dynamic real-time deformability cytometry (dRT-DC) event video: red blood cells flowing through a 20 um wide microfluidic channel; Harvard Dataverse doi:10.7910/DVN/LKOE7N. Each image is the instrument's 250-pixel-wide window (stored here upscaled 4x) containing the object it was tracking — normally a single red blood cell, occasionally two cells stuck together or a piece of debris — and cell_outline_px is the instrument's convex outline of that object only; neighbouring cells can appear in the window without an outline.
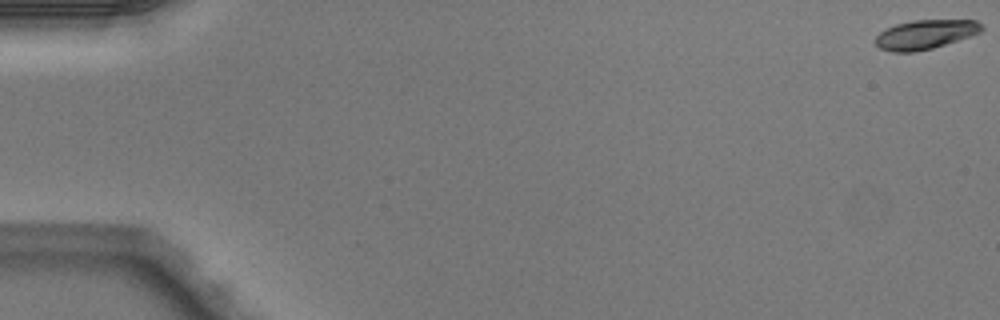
{"species": "Egyptian fruit bat (a non-hibernating species)", "species_latin": "Rousettus aegyptiacus", "temperature_condition": "warm", "stored_images_in_passage": 5, "segment_of_instrument_passage": [2, 2], "camera_frame_rate_fps": 3000, "um_per_image_px": 0.085, "animal": {"sex": "male"}, "frame": {"image": 1, "passage_image": 5, "time_ms": 1.333, "image_size_px": [1000, 320], "cell_outline_px": [[984, 28], [980, 32], [932, 48], [916, 52], [892, 52], [880, 48], [876, 44], [876, 36], [880, 32], [896, 24], [912, 20], [976, 20], [984, 24]], "centroid_in_image_um": [78.65, 2.92], "position_along_channel_um": 6.3, "area_um2": 17.92}}